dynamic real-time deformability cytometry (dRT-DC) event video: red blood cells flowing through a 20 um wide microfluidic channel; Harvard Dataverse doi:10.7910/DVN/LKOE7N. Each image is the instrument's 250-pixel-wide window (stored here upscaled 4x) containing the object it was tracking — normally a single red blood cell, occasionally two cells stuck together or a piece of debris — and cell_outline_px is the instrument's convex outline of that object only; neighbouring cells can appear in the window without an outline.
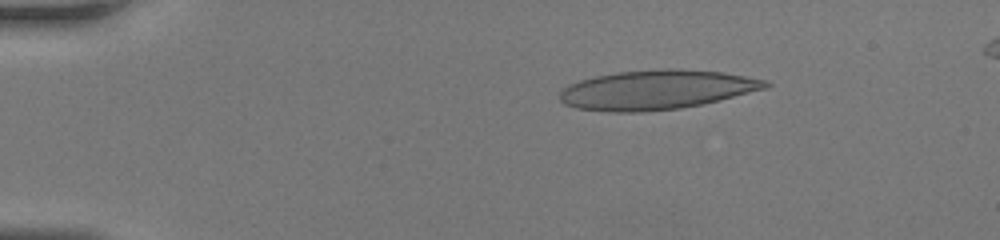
{"species": "human", "species_latin": "Homo sapiens", "temperature_condition": "room temperature", "stored_images_in_passage": 35, "camera_frame_rate_fps": 3000, "um_per_image_px": 0.085, "donor": {"sex": "female"}, "frame": {"image": 1, "passage_image": 1, "time_ms": 0.0, "image_size_px": [1000, 240], "cell_outline_px": [[772, 84], [768, 88], [720, 100], [680, 108], [644, 112], [608, 112], [576, 108], [564, 104], [560, 100], [560, 92], [568, 84], [580, 80], [596, 76], [616, 72], [660, 68], [680, 68], [720, 72], [768, 80]], "centroid_in_image_um": [55.81, 7.63], "position_along_channel_um": 29.2, "area_um2": 47.51}}
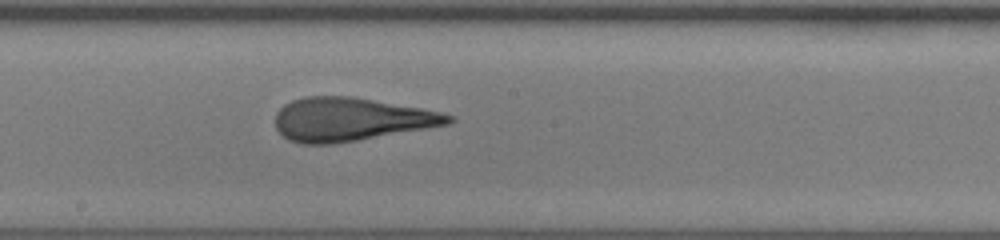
{"frame": {"image": 2, "passage_image": 19, "time_ms": 6.0, "image_size_px": [1000, 240], "cell_outline_px": [[456, 120], [448, 124], [356, 140], [332, 144], [304, 144], [288, 140], [276, 128], [276, 112], [284, 104], [292, 100], [304, 96], [352, 96], [420, 108], [440, 112], [456, 116]], "centroid_in_image_um": [29.79, 10.13], "position_along_channel_um": 218.4, "area_um2": 43.47}}
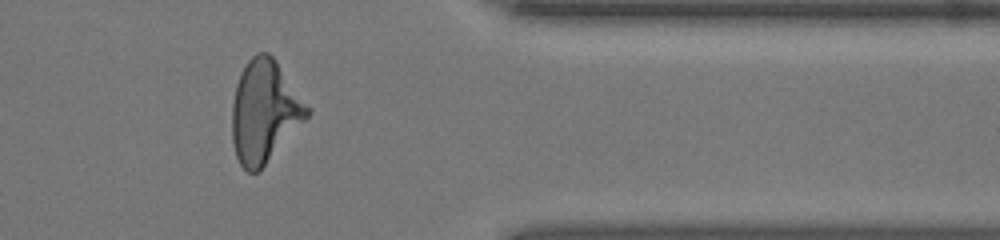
{"frame": {"image": 3, "passage_image": 31, "time_ms": 10.0, "image_size_px": [1000, 240], "cell_outline_px": [[312, 112], [264, 164], [256, 172], [248, 172], [240, 164], [236, 156], [232, 140], [232, 104], [236, 84], [240, 72], [248, 60], [256, 52], [268, 52], [276, 60], [312, 108]], "centroid_in_image_um": [22.48, 9.42], "position_along_channel_um": 388.9, "area_um2": 44.51}}